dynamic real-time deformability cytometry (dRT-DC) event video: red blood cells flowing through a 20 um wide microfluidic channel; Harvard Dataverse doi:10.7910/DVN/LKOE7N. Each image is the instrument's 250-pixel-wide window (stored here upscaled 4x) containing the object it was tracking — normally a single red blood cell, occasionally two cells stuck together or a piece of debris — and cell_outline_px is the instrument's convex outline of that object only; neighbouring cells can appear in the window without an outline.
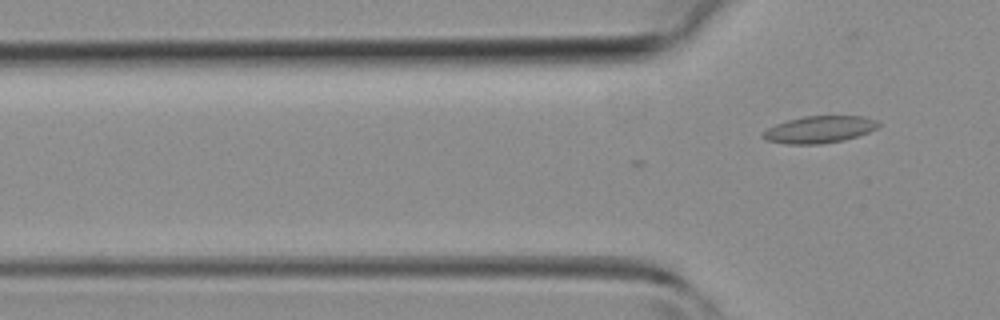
{"species": "common noctule bat (a hibernating species)", "species_latin": "Nyctalus noctula", "temperature_condition": "room temperature", "stored_images_in_passage": 5, "camera_frame_rate_fps": 3000, "um_per_image_px": 0.085, "animal": {"sex": "female", "body_mass_g": 19.3, "forearm_length_mm": 54.1}, "frame": {"image": 1, "passage_image": 5, "time_ms": 1.333, "image_size_px": [1000, 320], "cell_outline_px": [[880, 124], [876, 128], [868, 132], [844, 140], [820, 144], [788, 144], [764, 140], [760, 136], [760, 132], [776, 124], [788, 120], [804, 116], [860, 116], [876, 120]], "centroid_in_image_um": [69.58, 11.01], "position_along_channel_um": 56.2, "area_um2": 18.15}}